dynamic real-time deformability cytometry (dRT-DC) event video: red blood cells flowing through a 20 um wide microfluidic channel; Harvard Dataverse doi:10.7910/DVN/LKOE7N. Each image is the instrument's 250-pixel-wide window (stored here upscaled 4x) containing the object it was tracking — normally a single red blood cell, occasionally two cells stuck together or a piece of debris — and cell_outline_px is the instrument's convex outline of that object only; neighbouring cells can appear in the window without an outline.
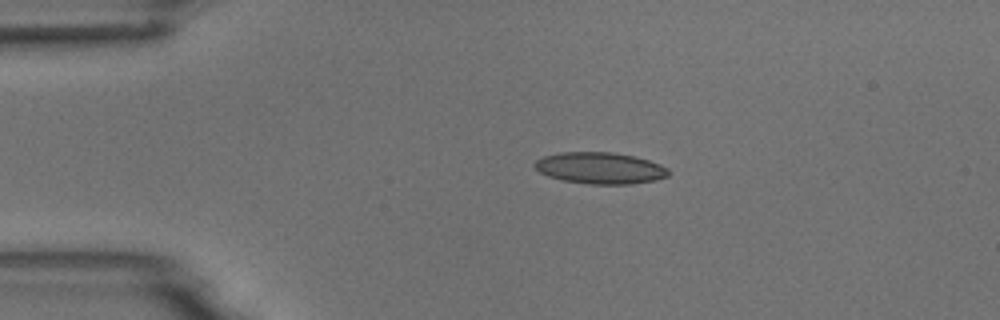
{"species": "common noctule bat (a hibernating species)", "species_latin": "Nyctalus noctula", "temperature_condition": "room temperature", "stored_images_in_passage": 3, "camera_frame_rate_fps": 3000, "um_per_image_px": 0.085, "animal": {"sex": "male", "body_mass_g": 18.8}, "frame": {"image": 1, "passage_image": 2, "time_ms": 2.0, "image_size_px": [1000, 320], "cell_outline_px": [[668, 176], [656, 180], [632, 184], [588, 184], [564, 180], [548, 176], [540, 172], [532, 164], [536, 160], [544, 156], [560, 152], [612, 152], [632, 156], [648, 160], [660, 164], [668, 168]], "centroid_in_image_um": [51.0, 14.29], "position_along_channel_um": 34.0, "area_um2": 24.51}}